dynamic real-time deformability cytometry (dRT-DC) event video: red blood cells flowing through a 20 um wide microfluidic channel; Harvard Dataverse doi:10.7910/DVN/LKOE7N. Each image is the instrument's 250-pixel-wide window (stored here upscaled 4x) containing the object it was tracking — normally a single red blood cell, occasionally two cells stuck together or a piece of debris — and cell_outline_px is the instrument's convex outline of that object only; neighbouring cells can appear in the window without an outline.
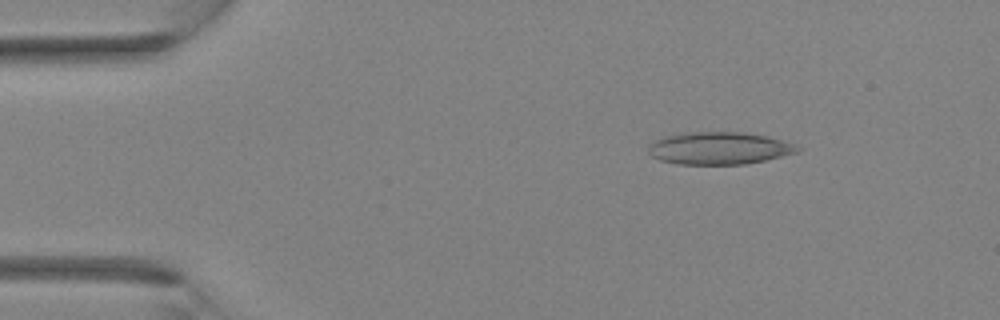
{"species": "Egyptian fruit bat (a non-hibernating species)", "species_latin": "Rousettus aegyptiacus", "temperature_condition": "room temperature", "stored_images_in_passage": 35, "camera_frame_rate_fps": 3000, "um_per_image_px": 0.085, "animal": {"sex": "female"}, "frame": {"image": 1, "passage_image": 5, "time_ms": 1.333, "image_size_px": [1000, 320], "cell_outline_px": [[800, 152], [764, 160], [744, 164], [676, 164], [660, 160], [652, 156], [648, 152], [648, 144], [664, 136], [680, 132], [744, 132], [768, 136], [784, 140], [796, 144], [800, 148]], "centroid_in_image_um": [61.13, 12.59], "position_along_channel_um": 23.9, "area_um2": 28.44}}
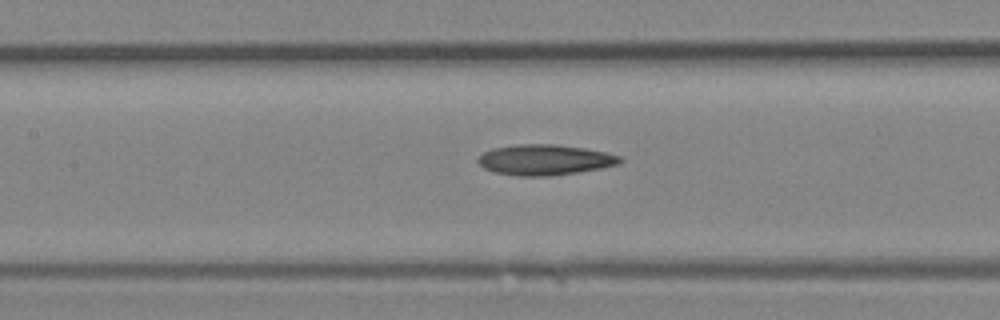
{"frame": {"image": 2, "passage_image": 16, "time_ms": 5.0, "image_size_px": [1000, 320], "cell_outline_px": [[624, 160], [620, 164], [580, 172], [548, 176], [520, 176], [492, 172], [484, 168], [476, 160], [484, 152], [492, 148], [516, 144], [556, 144], [584, 148], [604, 152], [620, 156]], "centroid_in_image_um": [46.3, 13.58], "position_along_channel_um": 161.1, "area_um2": 25.37}}
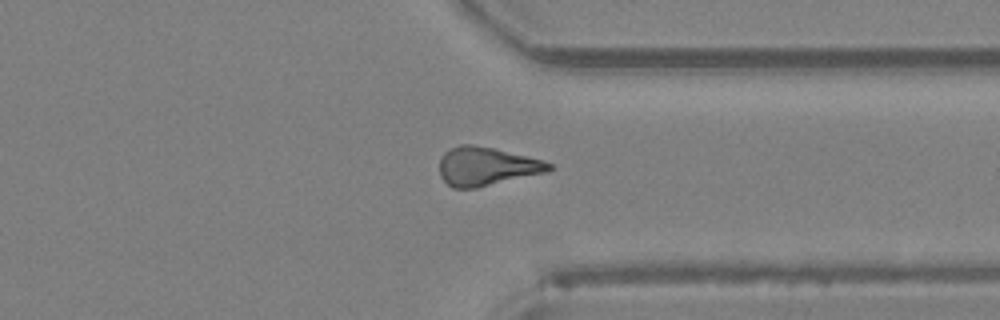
{"frame": {"image": 3, "passage_image": 27, "time_ms": 8.667, "image_size_px": [1000, 320], "cell_outline_px": [[552, 168], [548, 172], [476, 188], [452, 188], [440, 176], [440, 160], [444, 152], [460, 144], [472, 144], [492, 148], [544, 160], [552, 164]], "centroid_in_image_um": [41.36, 14.14], "position_along_channel_um": 370.0, "area_um2": 24.51}}